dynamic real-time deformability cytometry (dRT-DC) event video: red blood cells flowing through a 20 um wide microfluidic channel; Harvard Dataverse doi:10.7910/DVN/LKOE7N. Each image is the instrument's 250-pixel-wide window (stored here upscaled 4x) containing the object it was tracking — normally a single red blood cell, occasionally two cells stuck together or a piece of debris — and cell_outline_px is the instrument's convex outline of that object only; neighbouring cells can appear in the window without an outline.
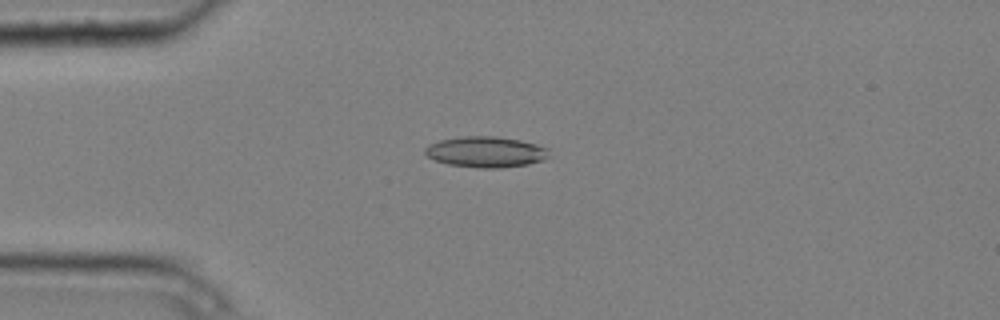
{"species": "common noctule bat (a hibernating species)", "species_latin": "Nyctalus noctula", "temperature_condition": "cold", "stored_images_in_passage": 5, "camera_frame_rate_fps": 3000, "um_per_image_px": 0.085, "animal": {"sex": "male", "body_mass_g": 20.4}, "frame": {"image": 1, "passage_image": 1, "time_ms": 0.0, "image_size_px": [1000, 320], "cell_outline_px": [[552, 156], [544, 160], [528, 164], [500, 168], [480, 168], [448, 164], [436, 160], [428, 156], [424, 152], [424, 148], [440, 140], [464, 136], [496, 136], [520, 140], [536, 144], [548, 148]], "centroid_in_image_um": [41.36, 12.91], "position_along_channel_um": 43.6, "area_um2": 22.31}}
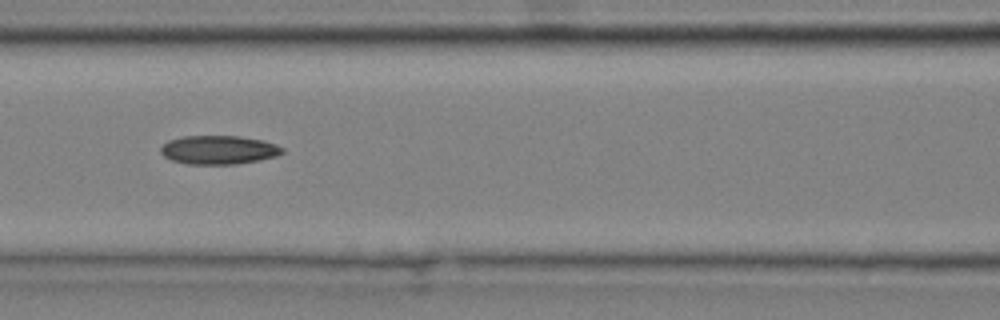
{"frame": {"image": 2, "passage_image": 4, "time_ms": 1.0, "image_size_px": [1000, 320], "cell_outline_px": [[284, 152], [276, 156], [260, 160], [236, 164], [188, 164], [172, 160], [164, 156], [160, 152], [160, 148], [168, 140], [184, 136], [240, 136], [264, 140], [276, 144], [284, 148]], "centroid_in_image_um": [18.61, 12.73], "position_along_channel_um": 148.0, "area_um2": 20.46}}
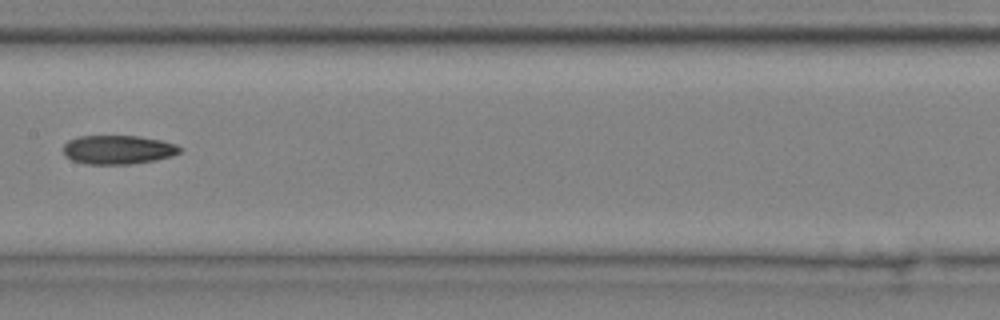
{"frame": {"image": 3, "passage_image": 5, "time_ms": 1.333, "image_size_px": [1000, 320], "cell_outline_px": [[180, 152], [172, 156], [156, 160], [132, 164], [88, 164], [72, 160], [64, 156], [64, 144], [68, 140], [76, 136], [140, 136], [160, 140], [176, 144], [180, 148]], "centroid_in_image_um": [10.01, 12.72], "position_along_channel_um": 197.4, "area_um2": 19.71}}